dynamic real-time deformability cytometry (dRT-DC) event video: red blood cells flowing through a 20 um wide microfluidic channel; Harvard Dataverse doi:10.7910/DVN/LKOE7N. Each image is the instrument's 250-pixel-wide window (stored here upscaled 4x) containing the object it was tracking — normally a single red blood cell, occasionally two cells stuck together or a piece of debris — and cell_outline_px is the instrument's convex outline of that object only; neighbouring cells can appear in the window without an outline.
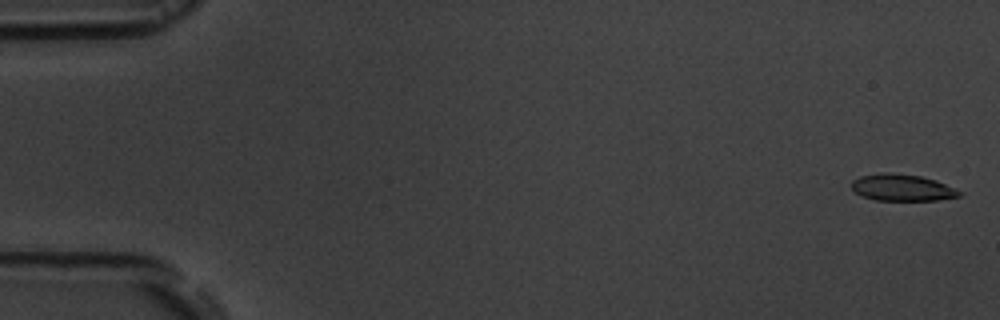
{"species": "common noctule bat (a hibernating species)", "species_latin": "Nyctalus noctula", "temperature_condition": "room temperature", "stored_images_in_passage": 5, "camera_frame_rate_fps": 3000, "um_per_image_px": 0.085, "animal": {"sex": "male", "body_mass_g": 19.5, "forearm_length_mm": 54.6}, "frame": {"image": 1, "passage_image": 1, "time_ms": 0.0, "image_size_px": [1000, 320], "cell_outline_px": [[964, 192], [960, 196], [936, 200], [876, 200], [860, 196], [852, 188], [852, 180], [860, 176], [884, 172], [888, 172], [920, 176], [936, 180]], "centroid_in_image_um": [76.68, 15.94], "position_along_channel_um": 8.3, "area_um2": 16.76}}
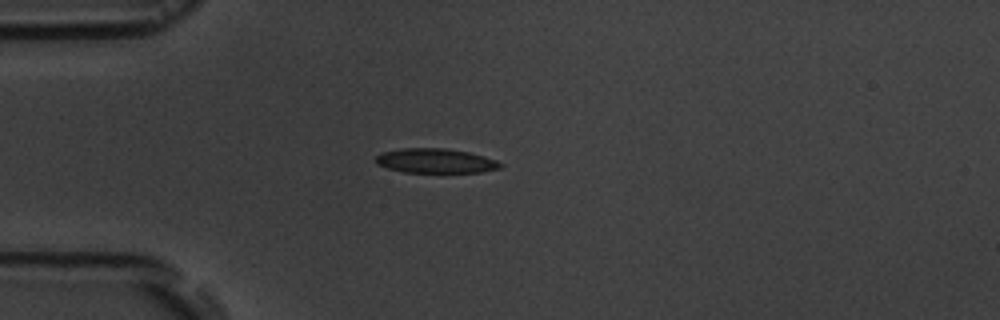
{"frame": {"image": 2, "passage_image": 5, "time_ms": 4.667, "image_size_px": [1000, 320], "cell_outline_px": [[504, 164], [500, 168], [480, 172], [404, 172], [388, 168], [376, 164], [376, 156], [380, 152], [400, 148], [444, 148], [468, 152], [484, 156], [496, 160]], "centroid_in_image_um": [37.0, 13.66], "position_along_channel_um": 48.0, "area_um2": 17.8}}